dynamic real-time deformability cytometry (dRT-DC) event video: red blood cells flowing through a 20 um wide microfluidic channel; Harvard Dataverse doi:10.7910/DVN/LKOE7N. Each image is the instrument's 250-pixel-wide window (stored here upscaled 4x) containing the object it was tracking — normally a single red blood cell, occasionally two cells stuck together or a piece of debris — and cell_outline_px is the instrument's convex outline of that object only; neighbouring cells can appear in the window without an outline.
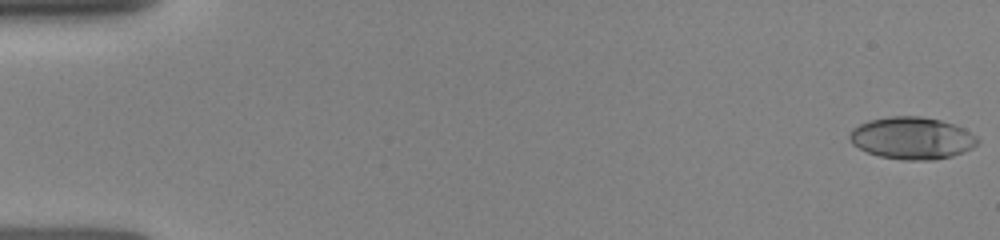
{"species": "human", "species_latin": "Homo sapiens", "temperature_condition": "room temperature", "stored_images_in_passage": 21, "camera_frame_rate_fps": 3000, "um_per_image_px": 0.085, "donor": {"sex": "female"}, "frame": {"image": 1, "passage_image": 1, "time_ms": 0.0, "image_size_px": [1000, 240], "cell_outline_px": [[980, 140], [972, 148], [952, 156], [932, 160], [904, 160], [880, 156], [868, 152], [852, 144], [848, 136], [852, 128], [868, 120], [888, 116], [920, 116], [940, 120], [952, 124], [976, 136]], "centroid_in_image_um": [77.48, 11.74], "position_along_channel_um": 7.5, "area_um2": 31.21}}
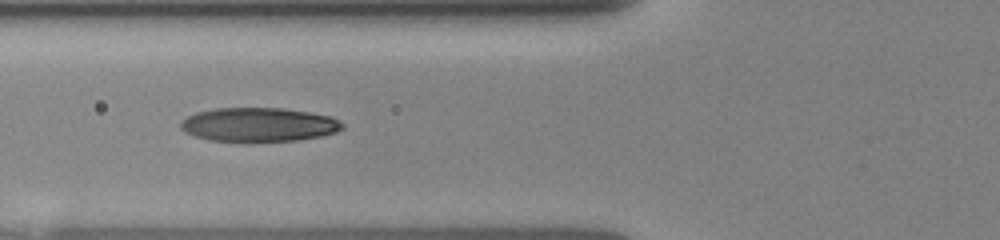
{"frame": {"image": 2, "passage_image": 12, "time_ms": 6.0, "image_size_px": [1000, 240], "cell_outline_px": [[344, 128], [336, 132], [320, 136], [300, 140], [252, 144], [244, 144], [208, 140], [184, 132], [180, 128], [180, 120], [196, 112], [216, 108], [280, 108], [308, 112], [332, 116], [344, 124]], "centroid_in_image_um": [21.96, 10.64], "position_along_channel_um": 103.8, "area_um2": 33.12}}
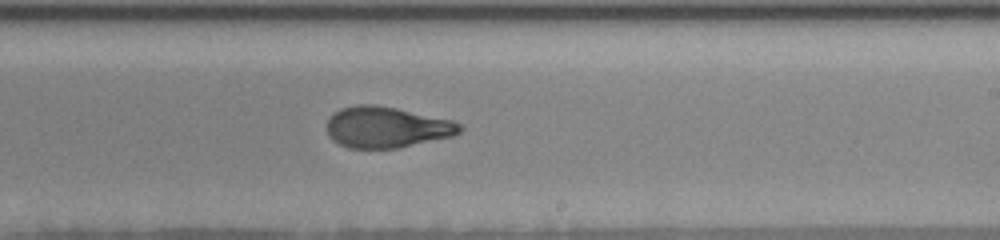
{"frame": {"image": 3, "passage_image": 21, "time_ms": 9.667, "image_size_px": [1000, 240], "cell_outline_px": [[464, 128], [460, 132], [452, 136], [396, 148], [348, 148], [332, 140], [328, 136], [328, 116], [332, 112], [340, 108], [356, 104], [376, 104], [396, 108], [452, 120], [464, 124]], "centroid_in_image_um": [32.84, 10.8], "position_along_channel_um": 256.2, "area_um2": 31.96}}